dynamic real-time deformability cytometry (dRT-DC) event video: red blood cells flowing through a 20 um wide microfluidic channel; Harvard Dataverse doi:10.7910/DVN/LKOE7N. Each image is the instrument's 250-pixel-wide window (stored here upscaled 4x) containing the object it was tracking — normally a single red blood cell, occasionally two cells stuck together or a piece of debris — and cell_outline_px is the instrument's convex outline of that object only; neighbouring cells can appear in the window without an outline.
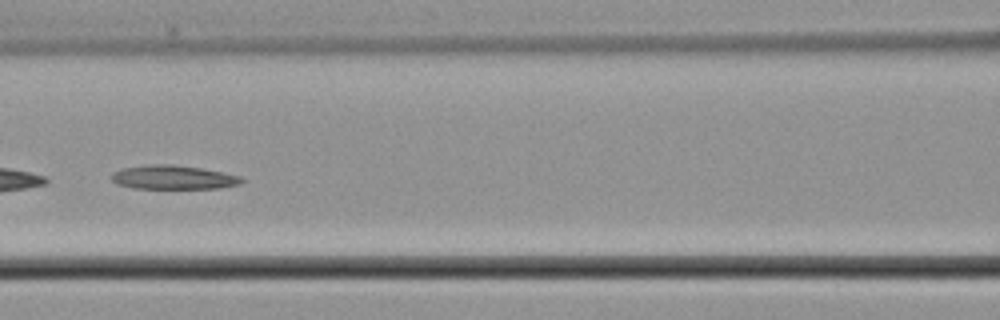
{"species": "common noctule bat (a hibernating species)", "species_latin": "Nyctalus noctula", "temperature_condition": "cold", "stored_images_in_passage": 7, "camera_frame_rate_fps": 3000, "um_per_image_px": 0.085, "animal": {"sex": "male", "body_mass_g": 21.5, "forearm_length_mm": 52.0}, "frame": {"image": 1, "passage_image": 7, "time_ms": 7.333, "image_size_px": [1000, 320], "cell_outline_px": [[244, 180], [240, 184], [220, 188], [132, 188], [116, 184], [112, 180], [112, 172], [124, 168], [148, 164], [172, 164], [200, 168], [224, 172], [240, 176]], "centroid_in_image_um": [14.73, 15.07], "position_along_channel_um": 151.9, "area_um2": 18.15}}